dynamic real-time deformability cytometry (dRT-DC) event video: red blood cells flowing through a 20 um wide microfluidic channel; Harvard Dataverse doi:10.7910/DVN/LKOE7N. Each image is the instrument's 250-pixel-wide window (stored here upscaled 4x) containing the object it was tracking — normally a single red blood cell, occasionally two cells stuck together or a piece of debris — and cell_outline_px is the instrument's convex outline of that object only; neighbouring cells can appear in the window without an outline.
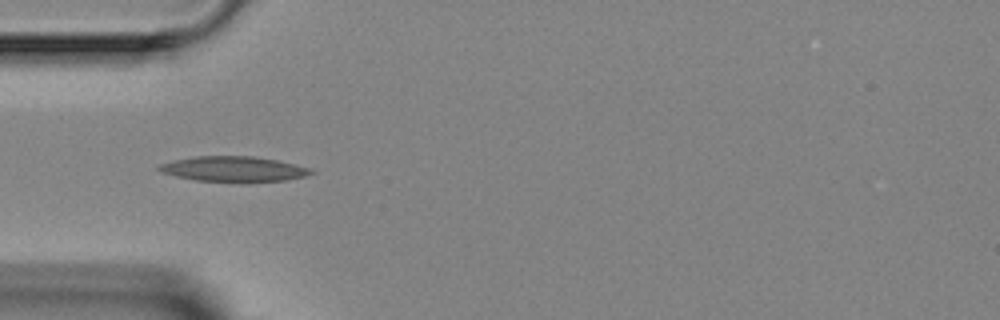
{"species": "Egyptian fruit bat (a non-hibernating species)", "species_latin": "Rousettus aegyptiacus", "temperature_condition": "room temperature", "stored_images_in_passage": 8, "camera_frame_rate_fps": 3000, "um_per_image_px": 0.085, "animal": {"sex": "female"}, "frame": {"image": 1, "passage_image": 5, "time_ms": 4.667, "image_size_px": [1000, 320], "cell_outline_px": [[316, 172], [304, 176], [284, 180], [244, 184], [196, 180], [176, 176], [160, 172], [156, 168], [160, 164], [172, 160], [196, 156], [256, 156], [276, 160], [312, 168]], "centroid_in_image_um": [19.86, 14.39], "position_along_channel_um": 65.1, "area_um2": 23.0}}
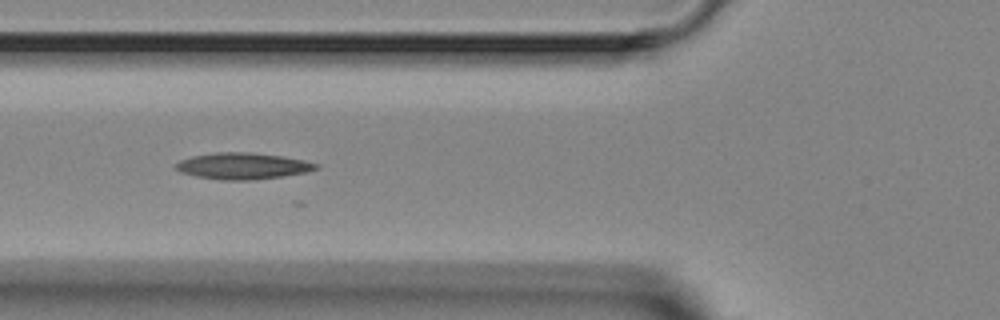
{"frame": {"image": 2, "passage_image": 6, "time_ms": 5.667, "image_size_px": [1000, 320], "cell_outline_px": [[320, 168], [308, 172], [252, 180], [220, 180], [196, 176], [180, 172], [176, 168], [176, 164], [180, 160], [192, 156], [216, 152], [248, 152], [280, 156], [304, 160], [320, 164]], "centroid_in_image_um": [20.65, 14.11], "position_along_channel_um": 105.2, "area_um2": 21.5}}
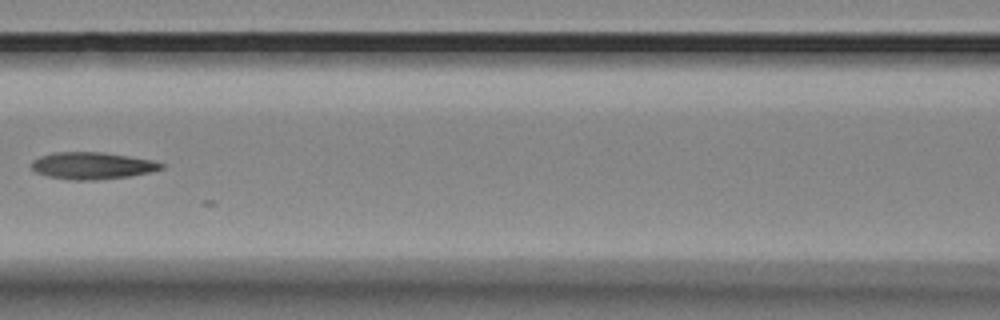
{"frame": {"image": 3, "passage_image": 7, "time_ms": 7.0, "image_size_px": [1000, 320], "cell_outline_px": [[164, 168], [152, 172], [128, 176], [96, 180], [72, 180], [48, 176], [36, 172], [32, 168], [32, 160], [40, 156], [52, 152], [104, 152], [152, 160], [164, 164]], "centroid_in_image_um": [7.84, 14.08], "position_along_channel_um": 158.8, "area_um2": 20.4}}